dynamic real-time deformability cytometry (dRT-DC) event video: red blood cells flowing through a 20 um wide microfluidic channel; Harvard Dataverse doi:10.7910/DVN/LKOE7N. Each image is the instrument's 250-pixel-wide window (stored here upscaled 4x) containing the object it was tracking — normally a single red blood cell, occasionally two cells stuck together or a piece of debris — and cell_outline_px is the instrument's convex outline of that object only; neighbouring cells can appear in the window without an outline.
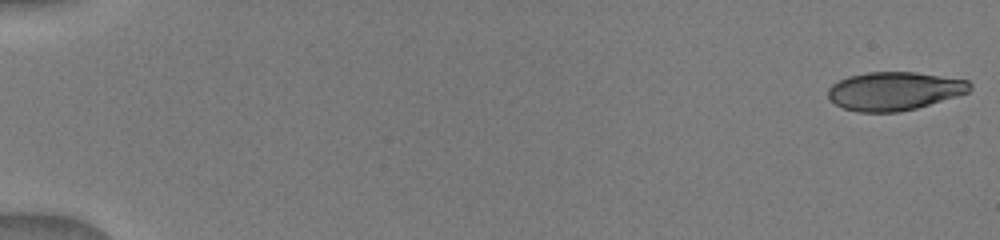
{"species": "human", "species_latin": "Homo sapiens", "temperature_condition": "warm", "stored_images_in_passage": 31, "camera_frame_rate_fps": 3000, "um_per_image_px": 0.085, "donor": {"sex": "male"}, "frame": {"image": 1, "passage_image": 1, "time_ms": 0.0, "image_size_px": [1000, 240], "cell_outline_px": [[972, 88], [968, 92], [956, 96], [916, 108], [900, 112], [860, 112], [844, 108], [828, 100], [828, 88], [832, 84], [848, 76], [868, 72], [916, 72], [968, 80], [972, 84]], "centroid_in_image_um": [76.0, 7.73], "position_along_channel_um": 9.0, "area_um2": 31.73}}
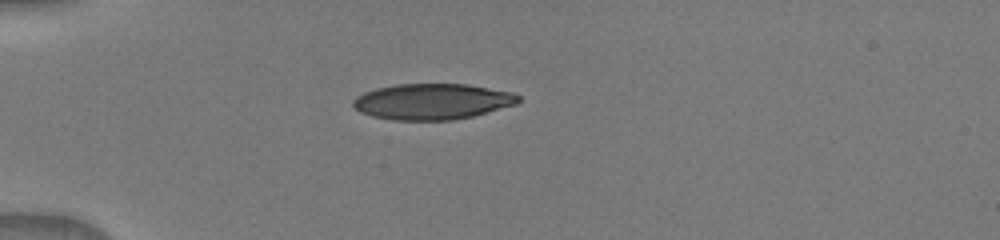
{"frame": {"image": 2, "passage_image": 25, "time_ms": 4.667, "image_size_px": [1000, 240], "cell_outline_px": [[520, 100], [516, 104], [472, 116], [452, 120], [396, 120], [372, 116], [360, 112], [352, 104], [352, 100], [356, 96], [364, 92], [376, 88], [396, 84], [468, 84], [512, 92], [520, 96]], "centroid_in_image_um": [36.73, 8.62], "position_along_channel_um": 48.3, "area_um2": 34.51}}